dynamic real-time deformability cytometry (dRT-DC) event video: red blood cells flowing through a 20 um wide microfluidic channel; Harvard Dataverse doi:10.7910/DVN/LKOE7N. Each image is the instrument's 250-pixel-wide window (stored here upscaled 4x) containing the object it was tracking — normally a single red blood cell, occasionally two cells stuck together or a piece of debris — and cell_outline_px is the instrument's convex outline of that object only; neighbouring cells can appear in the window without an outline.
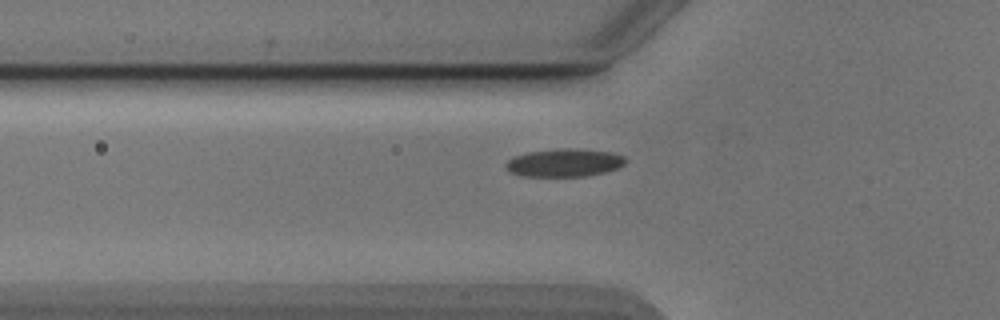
{"species": "Egyptian fruit bat (a non-hibernating species)", "species_latin": "Rousettus aegyptiacus", "temperature_condition": "cold", "stored_images_in_passage": 42, "camera_frame_rate_fps": 3000, "um_per_image_px": 0.085, "animal": {"sex": "male"}, "frame": {"image": 1, "passage_image": 9, "time_ms": 2.667, "image_size_px": [1000, 320], "cell_outline_px": [[624, 164], [616, 168], [604, 172], [588, 176], [524, 176], [512, 172], [504, 164], [512, 156], [528, 152], [560, 148], [568, 148], [612, 152], [624, 156]], "centroid_in_image_um": [47.95, 13.82], "position_along_channel_um": 77.9, "area_um2": 19.31}}
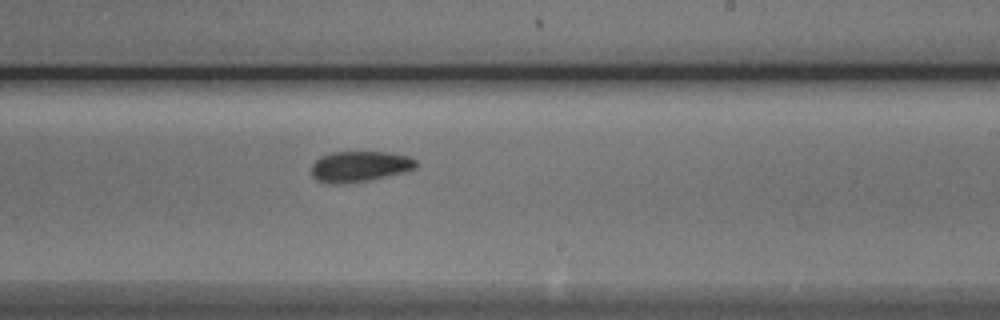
{"frame": {"image": 2, "passage_image": 23, "time_ms": 7.333, "image_size_px": [1000, 320], "cell_outline_px": [[416, 168], [404, 172], [372, 180], [336, 184], [328, 184], [316, 180], [312, 176], [312, 164], [320, 156], [332, 152], [388, 152], [408, 156], [416, 160]], "centroid_in_image_um": [30.56, 14.15], "position_along_channel_um": 258.4, "area_um2": 18.84}}
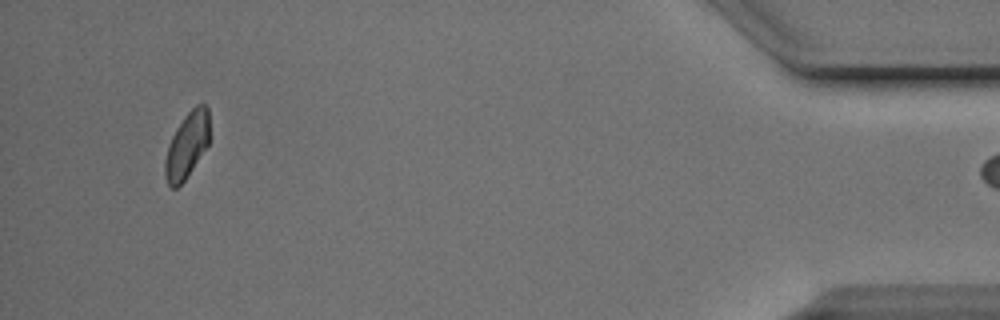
{"frame": {"image": 3, "passage_image": 41, "time_ms": 13.333, "image_size_px": [1000, 320], "cell_outline_px": [[208, 144], [184, 180], [176, 188], [172, 188], [168, 184], [164, 176], [164, 160], [168, 144], [176, 128], [184, 116], [196, 104], [204, 104], [208, 108]], "centroid_in_image_um": [15.85, 12.34], "position_along_channel_um": 419.3, "area_um2": 16.82}}